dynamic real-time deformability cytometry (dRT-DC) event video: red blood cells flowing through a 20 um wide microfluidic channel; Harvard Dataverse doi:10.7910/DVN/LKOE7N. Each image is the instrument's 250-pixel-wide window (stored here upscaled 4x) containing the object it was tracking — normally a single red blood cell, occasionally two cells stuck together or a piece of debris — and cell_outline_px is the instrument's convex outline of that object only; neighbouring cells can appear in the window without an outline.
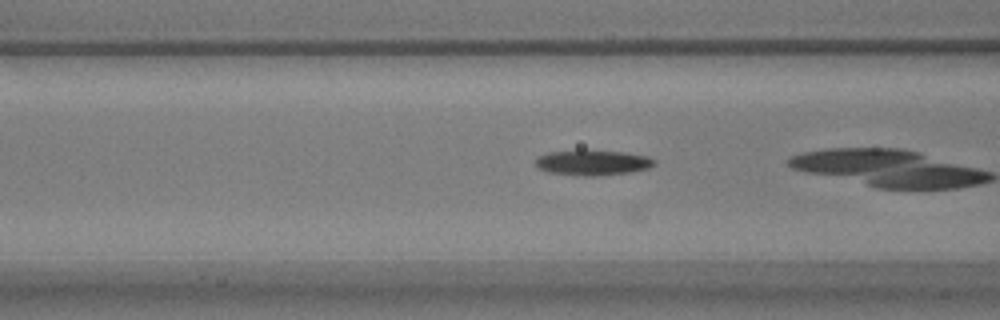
{"species": "common noctule bat (a hibernating species)", "species_latin": "Nyctalus noctula", "temperature_condition": "warm", "stored_images_in_passage": 5, "camera_frame_rate_fps": 3000, "um_per_image_px": 0.085, "animal": {"sex": "male", "body_mass_g": 17.9}, "frame": {"image": 1, "passage_image": 4, "time_ms": 1.0, "image_size_px": [1000, 320], "cell_outline_px": [[656, 164], [648, 168], [628, 172], [596, 176], [584, 176], [548, 172], [536, 168], [536, 156], [548, 152], [580, 148], [624, 152], [648, 156], [656, 160]], "centroid_in_image_um": [50.33, 13.79], "position_along_channel_um": 116.3, "area_um2": 18.09}}